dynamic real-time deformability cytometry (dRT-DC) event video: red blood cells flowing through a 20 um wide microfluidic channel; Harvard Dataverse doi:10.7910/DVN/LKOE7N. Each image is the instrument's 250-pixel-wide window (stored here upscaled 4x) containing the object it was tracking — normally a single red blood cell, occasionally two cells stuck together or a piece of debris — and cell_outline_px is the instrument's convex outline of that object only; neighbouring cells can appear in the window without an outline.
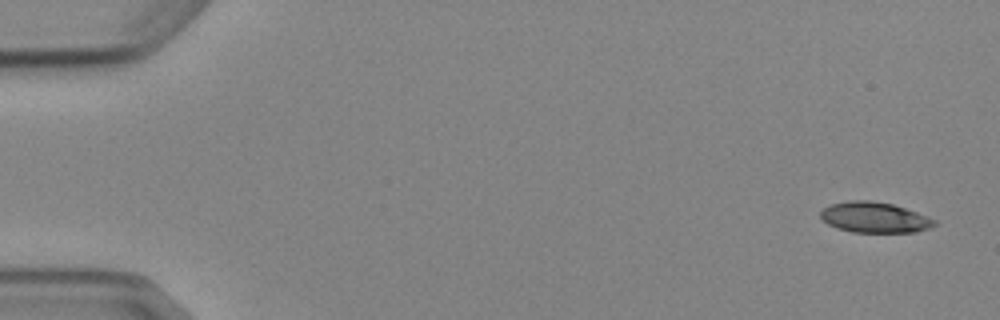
{"species": "Egyptian fruit bat (a non-hibernating species)", "species_latin": "Rousettus aegyptiacus", "temperature_condition": "cold", "stored_images_in_passage": 5, "camera_frame_rate_fps": 3000, "um_per_image_px": 0.085, "animal": {"sex": "female"}, "frame": {"image": 1, "passage_image": 1, "time_ms": 0.0, "image_size_px": [1000, 320], "cell_outline_px": [[936, 224], [928, 228], [916, 232], [852, 232], [836, 228], [820, 220], [820, 212], [824, 208], [832, 204], [848, 200], [868, 200], [892, 204], [916, 212], [936, 220]], "centroid_in_image_um": [74.29, 18.48], "position_along_channel_um": 10.7, "area_um2": 20.23}}
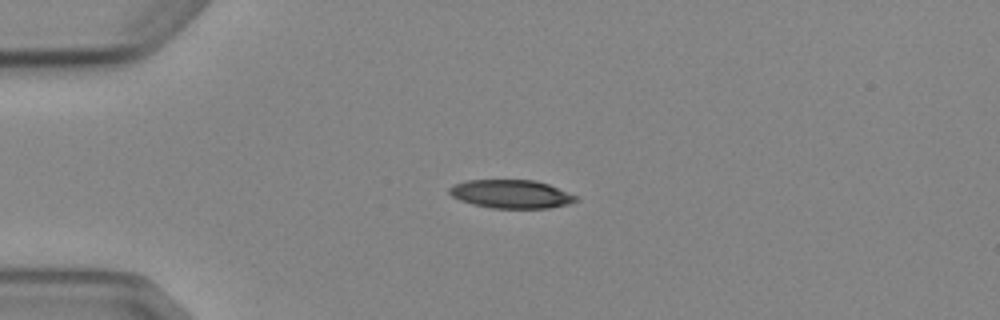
{"frame": {"image": 2, "passage_image": 4, "time_ms": 3.667, "image_size_px": [1000, 320], "cell_outline_px": [[580, 200], [568, 204], [548, 208], [492, 208], [472, 204], [460, 200], [452, 196], [448, 192], [448, 188], [452, 184], [468, 180], [536, 180], [548, 184], [580, 196]], "centroid_in_image_um": [43.47, 16.49], "position_along_channel_um": 41.5, "area_um2": 21.21}}